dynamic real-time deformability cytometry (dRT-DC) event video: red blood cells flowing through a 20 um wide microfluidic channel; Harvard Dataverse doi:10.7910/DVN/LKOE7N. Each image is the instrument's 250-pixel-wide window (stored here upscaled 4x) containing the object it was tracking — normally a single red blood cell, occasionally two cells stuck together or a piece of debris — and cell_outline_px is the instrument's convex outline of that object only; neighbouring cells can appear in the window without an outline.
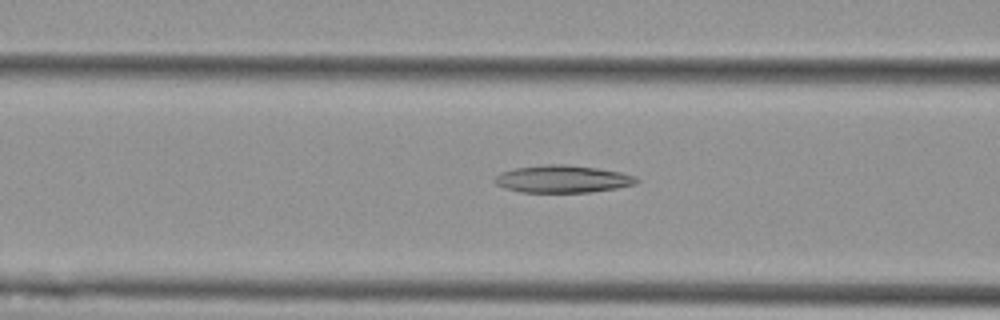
{"species": "Egyptian fruit bat (a non-hibernating species)", "species_latin": "Rousettus aegyptiacus", "temperature_condition": "cold", "stored_images_in_passage": 33, "camera_frame_rate_fps": 3000, "um_per_image_px": 0.085, "animal": {"sex": "female"}, "frame": {"image": 1, "passage_image": 10, "time_ms": 3.0, "image_size_px": [1000, 320], "cell_outline_px": [[640, 180], [636, 184], [616, 188], [592, 192], [520, 192], [504, 188], [496, 184], [492, 180], [500, 172], [516, 168], [544, 164], [564, 164], [596, 168], [620, 172], [636, 176]], "centroid_in_image_um": [47.81, 15.21], "position_along_channel_um": 118.8, "area_um2": 22.72}}
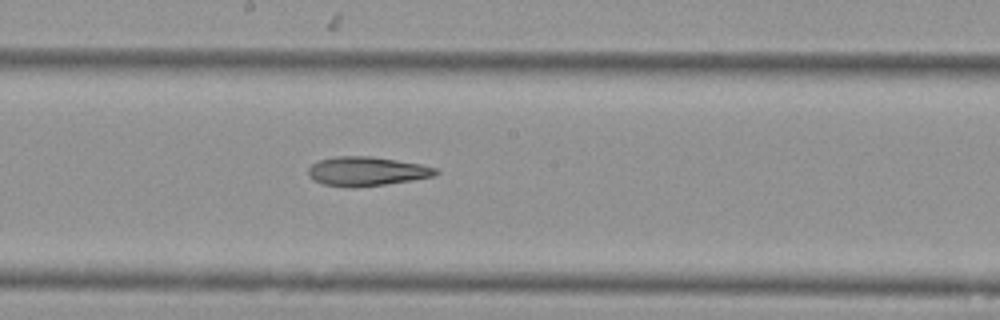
{"frame": {"image": 2, "passage_image": 18, "time_ms": 5.667, "image_size_px": [1000, 320], "cell_outline_px": [[440, 172], [432, 176], [412, 180], [384, 184], [324, 184], [312, 180], [308, 176], [308, 168], [312, 164], [320, 160], [336, 156], [368, 156], [396, 160], [420, 164], [436, 168]], "centroid_in_image_um": [31.17, 14.51], "position_along_channel_um": 217.0, "area_um2": 20.63}}
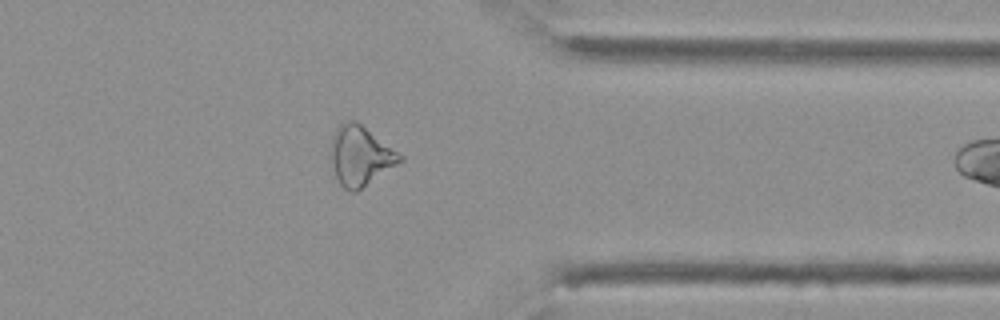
{"frame": {"image": 3, "passage_image": 32, "time_ms": 10.333, "image_size_px": [1000, 320], "cell_outline_px": [[404, 160], [356, 192], [348, 192], [340, 184], [336, 176], [328, 152], [336, 128], [340, 124], [348, 120], [356, 120], [404, 156]], "centroid_in_image_um": [30.61, 13.24], "position_along_channel_um": 380.8, "area_um2": 24.1}}